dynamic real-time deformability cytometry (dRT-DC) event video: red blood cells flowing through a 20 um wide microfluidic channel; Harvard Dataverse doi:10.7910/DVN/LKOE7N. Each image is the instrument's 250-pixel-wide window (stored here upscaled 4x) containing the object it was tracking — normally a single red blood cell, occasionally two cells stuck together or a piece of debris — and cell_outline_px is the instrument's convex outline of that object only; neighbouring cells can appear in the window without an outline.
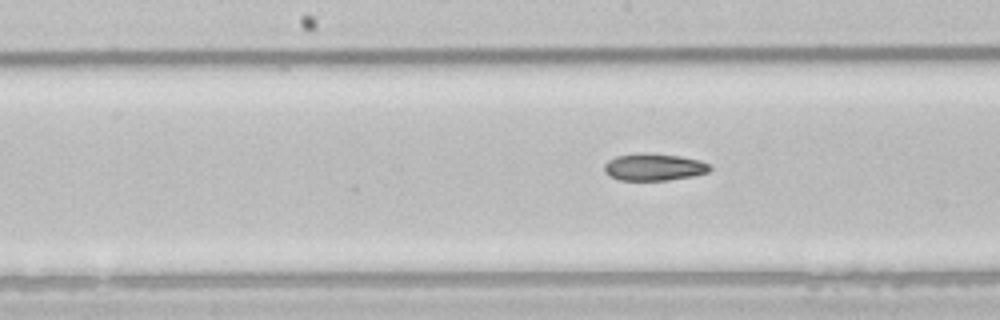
{"species": "common noctule bat (a hibernating species)", "species_latin": "Nyctalus noctula", "temperature_condition": "room temperature", "stored_images_in_passage": 25, "camera_frame_rate_fps": 3000, "um_per_image_px": 0.085, "animal": {"sex": "male", "body_mass_g": 21.5, "forearm_length_mm": 52.0}, "frame": {"image": 1, "passage_image": 25, "time_ms": 8.0, "image_size_px": [1000, 320], "cell_outline_px": [[712, 168], [708, 172], [692, 176], [668, 180], [620, 180], [604, 172], [604, 164], [608, 160], [616, 156], [636, 152], [644, 152], [680, 156], [700, 160], [712, 164]], "centroid_in_image_um": [55.6, 14.18], "position_along_channel_um": 192.6, "area_um2": 16.88}}